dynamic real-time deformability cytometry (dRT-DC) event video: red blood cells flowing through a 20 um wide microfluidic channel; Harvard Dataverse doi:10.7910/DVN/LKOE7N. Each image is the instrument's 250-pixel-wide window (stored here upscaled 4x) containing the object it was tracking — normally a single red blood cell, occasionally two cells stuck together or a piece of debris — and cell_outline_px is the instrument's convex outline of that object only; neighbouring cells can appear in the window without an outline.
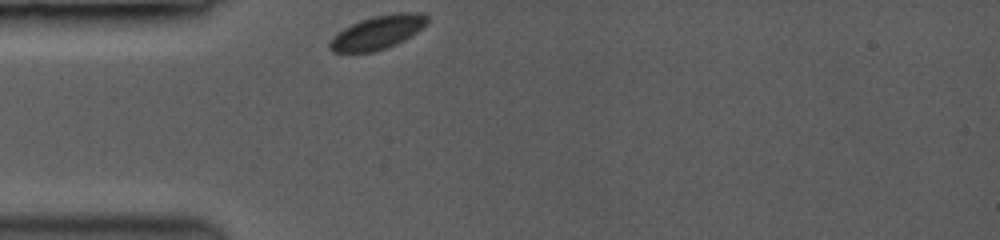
{"species": "common noctule bat (a hibernating species)", "species_latin": "Nyctalus noctula", "temperature_condition": "room temperature", "stored_images_in_passage": 36, "camera_frame_rate_fps": 3500, "um_per_image_px": 0.085, "animal": {"sex": "female", "body_mass_g": 19.0, "forearm_length_mm": 53.3}, "frame": {"image": 1, "passage_image": 1, "time_ms": 0.0, "image_size_px": [1000, 240], "cell_outline_px": [[428, 24], [404, 40], [396, 44], [372, 52], [332, 52], [328, 48], [328, 40], [332, 36], [344, 28], [360, 20], [376, 16], [400, 12], [424, 12], [428, 16]], "centroid_in_image_um": [32.09, 2.75], "position_along_channel_um": 52.9, "area_um2": 19.13}}
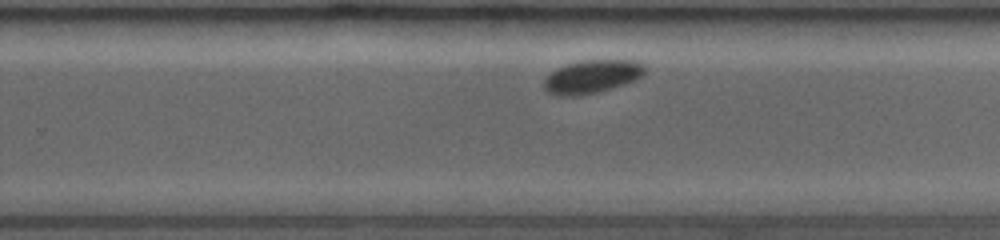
{"frame": {"image": 2, "passage_image": 23, "time_ms": 6.286, "image_size_px": [1000, 240], "cell_outline_px": [[644, 72], [636, 80], [624, 84], [596, 92], [548, 92], [544, 88], [544, 80], [552, 72], [568, 64], [584, 60], [628, 60], [644, 64]], "centroid_in_image_um": [50.4, 6.44], "position_along_channel_um": 279.4, "area_um2": 18.15}}
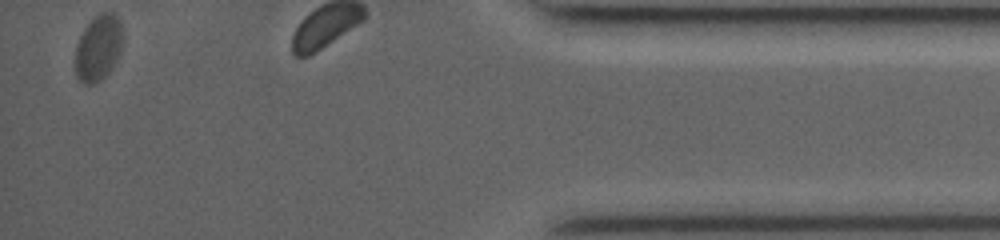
{"frame": {"image": 3, "passage_image": 36, "time_ms": 10.0, "image_size_px": [1000, 240], "cell_outline_px": [[124, 40], [120, 52], [116, 60], [108, 72], [96, 84], [84, 84], [76, 76], [76, 44], [84, 28], [100, 12], [108, 12], [116, 16], [120, 20]], "centroid_in_image_um": [8.37, 4.06], "position_along_channel_um": 426.8, "area_um2": 18.15}}